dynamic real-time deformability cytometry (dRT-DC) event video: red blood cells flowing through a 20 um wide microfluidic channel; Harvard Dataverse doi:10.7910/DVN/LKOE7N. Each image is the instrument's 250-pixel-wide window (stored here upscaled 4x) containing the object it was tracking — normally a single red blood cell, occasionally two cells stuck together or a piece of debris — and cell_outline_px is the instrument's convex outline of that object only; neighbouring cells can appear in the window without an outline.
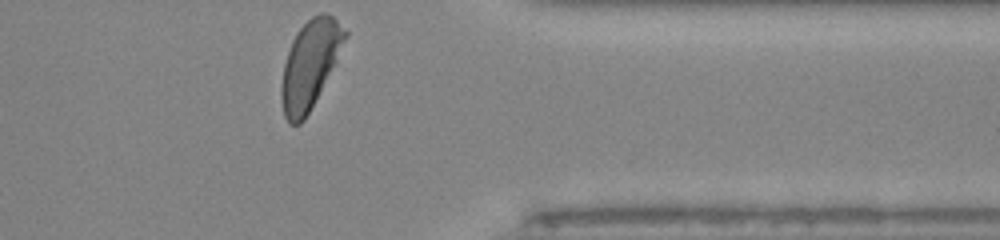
{"species": "human", "species_latin": "Homo sapiens", "temperature_condition": "room temperature", "stored_images_in_passage": 32, "camera_frame_rate_fps": 3000, "um_per_image_px": 0.085, "donor": {"sex": "male"}, "frame": {"image": 1, "passage_image": 32, "time_ms": 10.333, "image_size_px": [1000, 240], "cell_outline_px": [[348, 36], [336, 60], [304, 120], [300, 124], [288, 124], [284, 116], [280, 96], [280, 88], [284, 64], [292, 40], [296, 32], [312, 16], [320, 12], [328, 12], [348, 32]], "centroid_in_image_um": [26.32, 5.46], "position_along_channel_um": 385.1, "area_um2": 32.08}, "authors_computed_cell_mechanics": {"area_um2": 33.5529, "velocity_mm_per_s": 3.9988, "shape_relaxation_time_tau1_ms": 2.4309, "shape_relaxation_time_tau2_ms": null, "deformation_change_tau1": 0.1772, "deformation_change_tau2": null}}